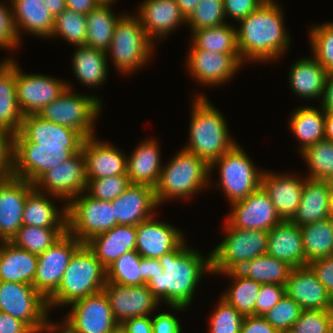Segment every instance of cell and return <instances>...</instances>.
Here are the masks:
<instances>
[{"label": "cell", "instance_id": "1", "mask_svg": "<svg viewBox=\"0 0 333 333\" xmlns=\"http://www.w3.org/2000/svg\"><path fill=\"white\" fill-rule=\"evenodd\" d=\"M201 255L186 246L184 239L173 251L159 258L163 272L146 283L159 302H166L175 311L190 305L203 274L212 273L211 254L206 258Z\"/></svg>", "mask_w": 333, "mask_h": 333}, {"label": "cell", "instance_id": "2", "mask_svg": "<svg viewBox=\"0 0 333 333\" xmlns=\"http://www.w3.org/2000/svg\"><path fill=\"white\" fill-rule=\"evenodd\" d=\"M279 4H262L239 21L237 44L242 62H274L288 50L290 35ZM277 58V59H276Z\"/></svg>", "mask_w": 333, "mask_h": 333}, {"label": "cell", "instance_id": "3", "mask_svg": "<svg viewBox=\"0 0 333 333\" xmlns=\"http://www.w3.org/2000/svg\"><path fill=\"white\" fill-rule=\"evenodd\" d=\"M191 109L190 138L183 149L199 156L210 165L229 151L236 142L229 137L231 135L222 112L203 94L195 96Z\"/></svg>", "mask_w": 333, "mask_h": 333}, {"label": "cell", "instance_id": "4", "mask_svg": "<svg viewBox=\"0 0 333 333\" xmlns=\"http://www.w3.org/2000/svg\"><path fill=\"white\" fill-rule=\"evenodd\" d=\"M106 282V268L83 244L70 259L58 289L47 299L49 312L101 292Z\"/></svg>", "mask_w": 333, "mask_h": 333}, {"label": "cell", "instance_id": "5", "mask_svg": "<svg viewBox=\"0 0 333 333\" xmlns=\"http://www.w3.org/2000/svg\"><path fill=\"white\" fill-rule=\"evenodd\" d=\"M210 165L199 156L180 150L161 170L159 181L154 188L158 205L173 198L191 197L205 189L210 183Z\"/></svg>", "mask_w": 333, "mask_h": 333}, {"label": "cell", "instance_id": "6", "mask_svg": "<svg viewBox=\"0 0 333 333\" xmlns=\"http://www.w3.org/2000/svg\"><path fill=\"white\" fill-rule=\"evenodd\" d=\"M154 44L137 15L123 14L115 25L112 42L106 53L111 54L115 68L128 75L149 62Z\"/></svg>", "mask_w": 333, "mask_h": 333}, {"label": "cell", "instance_id": "7", "mask_svg": "<svg viewBox=\"0 0 333 333\" xmlns=\"http://www.w3.org/2000/svg\"><path fill=\"white\" fill-rule=\"evenodd\" d=\"M225 239L212 250V274L237 271L248 261L267 253L268 232L240 229L225 222Z\"/></svg>", "mask_w": 333, "mask_h": 333}, {"label": "cell", "instance_id": "8", "mask_svg": "<svg viewBox=\"0 0 333 333\" xmlns=\"http://www.w3.org/2000/svg\"><path fill=\"white\" fill-rule=\"evenodd\" d=\"M67 86L66 90L38 115L47 121L72 128L85 139L94 136V123L102 109L101 99L94 95L74 93L68 82Z\"/></svg>", "mask_w": 333, "mask_h": 333}, {"label": "cell", "instance_id": "9", "mask_svg": "<svg viewBox=\"0 0 333 333\" xmlns=\"http://www.w3.org/2000/svg\"><path fill=\"white\" fill-rule=\"evenodd\" d=\"M215 166L220 168V182L215 184L216 188L223 189L230 204L246 198L261 186L263 170H257L237 143L210 164V173Z\"/></svg>", "mask_w": 333, "mask_h": 333}, {"label": "cell", "instance_id": "10", "mask_svg": "<svg viewBox=\"0 0 333 333\" xmlns=\"http://www.w3.org/2000/svg\"><path fill=\"white\" fill-rule=\"evenodd\" d=\"M85 193L66 203L67 232L83 244L118 225L110 201L97 200Z\"/></svg>", "mask_w": 333, "mask_h": 333}, {"label": "cell", "instance_id": "11", "mask_svg": "<svg viewBox=\"0 0 333 333\" xmlns=\"http://www.w3.org/2000/svg\"><path fill=\"white\" fill-rule=\"evenodd\" d=\"M82 149L39 146L20 132L14 134L13 176L34 183L42 174L73 157Z\"/></svg>", "mask_w": 333, "mask_h": 333}, {"label": "cell", "instance_id": "12", "mask_svg": "<svg viewBox=\"0 0 333 333\" xmlns=\"http://www.w3.org/2000/svg\"><path fill=\"white\" fill-rule=\"evenodd\" d=\"M0 311L22 320L35 333L49 321L47 300L27 283L0 281Z\"/></svg>", "mask_w": 333, "mask_h": 333}, {"label": "cell", "instance_id": "13", "mask_svg": "<svg viewBox=\"0 0 333 333\" xmlns=\"http://www.w3.org/2000/svg\"><path fill=\"white\" fill-rule=\"evenodd\" d=\"M82 245L81 241L66 232L38 255L33 286L46 300L58 289L70 259Z\"/></svg>", "mask_w": 333, "mask_h": 333}, {"label": "cell", "instance_id": "14", "mask_svg": "<svg viewBox=\"0 0 333 333\" xmlns=\"http://www.w3.org/2000/svg\"><path fill=\"white\" fill-rule=\"evenodd\" d=\"M87 182L86 160L81 150L46 171L33 184L36 190L42 193L46 190L47 194L57 196L67 203L86 191Z\"/></svg>", "mask_w": 333, "mask_h": 333}, {"label": "cell", "instance_id": "15", "mask_svg": "<svg viewBox=\"0 0 333 333\" xmlns=\"http://www.w3.org/2000/svg\"><path fill=\"white\" fill-rule=\"evenodd\" d=\"M65 324L74 333H113L119 325L103 291L70 304Z\"/></svg>", "mask_w": 333, "mask_h": 333}, {"label": "cell", "instance_id": "16", "mask_svg": "<svg viewBox=\"0 0 333 333\" xmlns=\"http://www.w3.org/2000/svg\"><path fill=\"white\" fill-rule=\"evenodd\" d=\"M16 62V95L24 116L39 114L68 87L67 82L42 74H23Z\"/></svg>", "mask_w": 333, "mask_h": 333}, {"label": "cell", "instance_id": "17", "mask_svg": "<svg viewBox=\"0 0 333 333\" xmlns=\"http://www.w3.org/2000/svg\"><path fill=\"white\" fill-rule=\"evenodd\" d=\"M230 206L232 212L226 220L234 228L269 232L282 221L262 186Z\"/></svg>", "mask_w": 333, "mask_h": 333}, {"label": "cell", "instance_id": "18", "mask_svg": "<svg viewBox=\"0 0 333 333\" xmlns=\"http://www.w3.org/2000/svg\"><path fill=\"white\" fill-rule=\"evenodd\" d=\"M186 62L192 79L206 86L224 84L244 65L240 53H214L205 50H190Z\"/></svg>", "mask_w": 333, "mask_h": 333}, {"label": "cell", "instance_id": "19", "mask_svg": "<svg viewBox=\"0 0 333 333\" xmlns=\"http://www.w3.org/2000/svg\"><path fill=\"white\" fill-rule=\"evenodd\" d=\"M102 291L118 324L134 317L151 315L160 303L146 284L126 286L106 282Z\"/></svg>", "mask_w": 333, "mask_h": 333}, {"label": "cell", "instance_id": "20", "mask_svg": "<svg viewBox=\"0 0 333 333\" xmlns=\"http://www.w3.org/2000/svg\"><path fill=\"white\" fill-rule=\"evenodd\" d=\"M34 184L14 176L0 179V242L11 241L23 225V209Z\"/></svg>", "mask_w": 333, "mask_h": 333}, {"label": "cell", "instance_id": "21", "mask_svg": "<svg viewBox=\"0 0 333 333\" xmlns=\"http://www.w3.org/2000/svg\"><path fill=\"white\" fill-rule=\"evenodd\" d=\"M285 293L302 310H329L333 304L327 289L308 265L291 270L285 284Z\"/></svg>", "mask_w": 333, "mask_h": 333}, {"label": "cell", "instance_id": "22", "mask_svg": "<svg viewBox=\"0 0 333 333\" xmlns=\"http://www.w3.org/2000/svg\"><path fill=\"white\" fill-rule=\"evenodd\" d=\"M155 216L136 226L135 251L144 258L159 259L173 251L183 240L181 230L167 222L155 220Z\"/></svg>", "mask_w": 333, "mask_h": 333}, {"label": "cell", "instance_id": "23", "mask_svg": "<svg viewBox=\"0 0 333 333\" xmlns=\"http://www.w3.org/2000/svg\"><path fill=\"white\" fill-rule=\"evenodd\" d=\"M29 142L39 146H63L65 149H82L85 138L70 127L43 119L38 114L24 116L19 131Z\"/></svg>", "mask_w": 333, "mask_h": 333}, {"label": "cell", "instance_id": "24", "mask_svg": "<svg viewBox=\"0 0 333 333\" xmlns=\"http://www.w3.org/2000/svg\"><path fill=\"white\" fill-rule=\"evenodd\" d=\"M97 139L91 136L83 142L87 179L127 175V156L111 143Z\"/></svg>", "mask_w": 333, "mask_h": 333}, {"label": "cell", "instance_id": "25", "mask_svg": "<svg viewBox=\"0 0 333 333\" xmlns=\"http://www.w3.org/2000/svg\"><path fill=\"white\" fill-rule=\"evenodd\" d=\"M118 225H135L153 217L159 205L154 188L147 185L131 184L117 199L111 201Z\"/></svg>", "mask_w": 333, "mask_h": 333}, {"label": "cell", "instance_id": "26", "mask_svg": "<svg viewBox=\"0 0 333 333\" xmlns=\"http://www.w3.org/2000/svg\"><path fill=\"white\" fill-rule=\"evenodd\" d=\"M305 179L294 174H277L263 171L261 186L268 193L276 212L282 220H291L301 202Z\"/></svg>", "mask_w": 333, "mask_h": 333}, {"label": "cell", "instance_id": "27", "mask_svg": "<svg viewBox=\"0 0 333 333\" xmlns=\"http://www.w3.org/2000/svg\"><path fill=\"white\" fill-rule=\"evenodd\" d=\"M137 10L136 15L152 41L155 38L162 41L179 24L187 23L176 0H144Z\"/></svg>", "mask_w": 333, "mask_h": 333}, {"label": "cell", "instance_id": "28", "mask_svg": "<svg viewBox=\"0 0 333 333\" xmlns=\"http://www.w3.org/2000/svg\"><path fill=\"white\" fill-rule=\"evenodd\" d=\"M136 236L135 225H116L93 236L85 244L107 268L123 254L136 249Z\"/></svg>", "mask_w": 333, "mask_h": 333}, {"label": "cell", "instance_id": "29", "mask_svg": "<svg viewBox=\"0 0 333 333\" xmlns=\"http://www.w3.org/2000/svg\"><path fill=\"white\" fill-rule=\"evenodd\" d=\"M267 254L293 268L305 266L302 231L291 220H282L268 232Z\"/></svg>", "mask_w": 333, "mask_h": 333}, {"label": "cell", "instance_id": "30", "mask_svg": "<svg viewBox=\"0 0 333 333\" xmlns=\"http://www.w3.org/2000/svg\"><path fill=\"white\" fill-rule=\"evenodd\" d=\"M159 147L156 140L145 139L127 157V176L131 184L156 187L163 168Z\"/></svg>", "mask_w": 333, "mask_h": 333}, {"label": "cell", "instance_id": "31", "mask_svg": "<svg viewBox=\"0 0 333 333\" xmlns=\"http://www.w3.org/2000/svg\"><path fill=\"white\" fill-rule=\"evenodd\" d=\"M16 62L6 58L0 63V128L19 133L24 118L16 95Z\"/></svg>", "mask_w": 333, "mask_h": 333}, {"label": "cell", "instance_id": "32", "mask_svg": "<svg viewBox=\"0 0 333 333\" xmlns=\"http://www.w3.org/2000/svg\"><path fill=\"white\" fill-rule=\"evenodd\" d=\"M9 1L19 39L22 28L23 32L28 31L33 36L51 38L55 18L42 0Z\"/></svg>", "mask_w": 333, "mask_h": 333}, {"label": "cell", "instance_id": "33", "mask_svg": "<svg viewBox=\"0 0 333 333\" xmlns=\"http://www.w3.org/2000/svg\"><path fill=\"white\" fill-rule=\"evenodd\" d=\"M61 199L57 196L46 195L35 188L27 195L22 222L27 226H38L44 228H67V210L64 203L63 210L53 204L51 198ZM52 201V202H51Z\"/></svg>", "mask_w": 333, "mask_h": 333}, {"label": "cell", "instance_id": "34", "mask_svg": "<svg viewBox=\"0 0 333 333\" xmlns=\"http://www.w3.org/2000/svg\"><path fill=\"white\" fill-rule=\"evenodd\" d=\"M37 262L38 255L10 241L0 242V281L33 285Z\"/></svg>", "mask_w": 333, "mask_h": 333}, {"label": "cell", "instance_id": "35", "mask_svg": "<svg viewBox=\"0 0 333 333\" xmlns=\"http://www.w3.org/2000/svg\"><path fill=\"white\" fill-rule=\"evenodd\" d=\"M329 182L305 178L301 202L291 219L297 226H304L330 218Z\"/></svg>", "mask_w": 333, "mask_h": 333}, {"label": "cell", "instance_id": "36", "mask_svg": "<svg viewBox=\"0 0 333 333\" xmlns=\"http://www.w3.org/2000/svg\"><path fill=\"white\" fill-rule=\"evenodd\" d=\"M289 85L293 92L306 98H322L328 72L314 58H301L290 68Z\"/></svg>", "mask_w": 333, "mask_h": 333}, {"label": "cell", "instance_id": "37", "mask_svg": "<svg viewBox=\"0 0 333 333\" xmlns=\"http://www.w3.org/2000/svg\"><path fill=\"white\" fill-rule=\"evenodd\" d=\"M75 77L87 87L101 86L108 78L107 53L87 45L77 46L72 57Z\"/></svg>", "mask_w": 333, "mask_h": 333}, {"label": "cell", "instance_id": "38", "mask_svg": "<svg viewBox=\"0 0 333 333\" xmlns=\"http://www.w3.org/2000/svg\"><path fill=\"white\" fill-rule=\"evenodd\" d=\"M320 109L306 105L296 108L291 114L290 129L299 140L300 153L307 147L325 139L326 113L322 108Z\"/></svg>", "mask_w": 333, "mask_h": 333}, {"label": "cell", "instance_id": "39", "mask_svg": "<svg viewBox=\"0 0 333 333\" xmlns=\"http://www.w3.org/2000/svg\"><path fill=\"white\" fill-rule=\"evenodd\" d=\"M112 2H100L86 15L87 35L86 45L98 50L107 51L112 42L114 28L123 15L117 16L112 12Z\"/></svg>", "mask_w": 333, "mask_h": 333}, {"label": "cell", "instance_id": "40", "mask_svg": "<svg viewBox=\"0 0 333 333\" xmlns=\"http://www.w3.org/2000/svg\"><path fill=\"white\" fill-rule=\"evenodd\" d=\"M190 50H205L219 53H239L237 30L230 24H222L198 30H191Z\"/></svg>", "mask_w": 333, "mask_h": 333}, {"label": "cell", "instance_id": "41", "mask_svg": "<svg viewBox=\"0 0 333 333\" xmlns=\"http://www.w3.org/2000/svg\"><path fill=\"white\" fill-rule=\"evenodd\" d=\"M305 266L313 260L333 256V225L331 218L300 227Z\"/></svg>", "mask_w": 333, "mask_h": 333}, {"label": "cell", "instance_id": "42", "mask_svg": "<svg viewBox=\"0 0 333 333\" xmlns=\"http://www.w3.org/2000/svg\"><path fill=\"white\" fill-rule=\"evenodd\" d=\"M292 269L288 263L266 253L248 261L237 271L261 284L285 285Z\"/></svg>", "mask_w": 333, "mask_h": 333}, {"label": "cell", "instance_id": "43", "mask_svg": "<svg viewBox=\"0 0 333 333\" xmlns=\"http://www.w3.org/2000/svg\"><path fill=\"white\" fill-rule=\"evenodd\" d=\"M225 274L234 281L220 297L243 317L254 316L255 303L262 284L244 277L238 271L222 273V275Z\"/></svg>", "mask_w": 333, "mask_h": 333}, {"label": "cell", "instance_id": "44", "mask_svg": "<svg viewBox=\"0 0 333 333\" xmlns=\"http://www.w3.org/2000/svg\"><path fill=\"white\" fill-rule=\"evenodd\" d=\"M67 232V228H44L22 225L11 239L15 246L39 255Z\"/></svg>", "mask_w": 333, "mask_h": 333}, {"label": "cell", "instance_id": "45", "mask_svg": "<svg viewBox=\"0 0 333 333\" xmlns=\"http://www.w3.org/2000/svg\"><path fill=\"white\" fill-rule=\"evenodd\" d=\"M300 155L306 160L313 180H329L333 175V141L323 139L304 149Z\"/></svg>", "mask_w": 333, "mask_h": 333}, {"label": "cell", "instance_id": "46", "mask_svg": "<svg viewBox=\"0 0 333 333\" xmlns=\"http://www.w3.org/2000/svg\"><path fill=\"white\" fill-rule=\"evenodd\" d=\"M141 256L134 250L123 254L106 268L108 283L142 286Z\"/></svg>", "mask_w": 333, "mask_h": 333}, {"label": "cell", "instance_id": "47", "mask_svg": "<svg viewBox=\"0 0 333 333\" xmlns=\"http://www.w3.org/2000/svg\"><path fill=\"white\" fill-rule=\"evenodd\" d=\"M86 35V15L65 9L55 18L51 38L62 36L68 43H72L76 47L86 45Z\"/></svg>", "mask_w": 333, "mask_h": 333}, {"label": "cell", "instance_id": "48", "mask_svg": "<svg viewBox=\"0 0 333 333\" xmlns=\"http://www.w3.org/2000/svg\"><path fill=\"white\" fill-rule=\"evenodd\" d=\"M309 36L314 58L328 73L333 72V22L311 27Z\"/></svg>", "mask_w": 333, "mask_h": 333}, {"label": "cell", "instance_id": "49", "mask_svg": "<svg viewBox=\"0 0 333 333\" xmlns=\"http://www.w3.org/2000/svg\"><path fill=\"white\" fill-rule=\"evenodd\" d=\"M223 0H200L192 13L187 17L190 30H198L225 24Z\"/></svg>", "mask_w": 333, "mask_h": 333}, {"label": "cell", "instance_id": "50", "mask_svg": "<svg viewBox=\"0 0 333 333\" xmlns=\"http://www.w3.org/2000/svg\"><path fill=\"white\" fill-rule=\"evenodd\" d=\"M87 194L97 200L117 199L130 185L127 175H116L98 179H87Z\"/></svg>", "mask_w": 333, "mask_h": 333}, {"label": "cell", "instance_id": "51", "mask_svg": "<svg viewBox=\"0 0 333 333\" xmlns=\"http://www.w3.org/2000/svg\"><path fill=\"white\" fill-rule=\"evenodd\" d=\"M219 299L210 317L209 333H240L244 317L224 299Z\"/></svg>", "mask_w": 333, "mask_h": 333}, {"label": "cell", "instance_id": "52", "mask_svg": "<svg viewBox=\"0 0 333 333\" xmlns=\"http://www.w3.org/2000/svg\"><path fill=\"white\" fill-rule=\"evenodd\" d=\"M302 308L290 297L285 295L270 311L263 317L278 332L291 330L293 324L298 320Z\"/></svg>", "mask_w": 333, "mask_h": 333}, {"label": "cell", "instance_id": "53", "mask_svg": "<svg viewBox=\"0 0 333 333\" xmlns=\"http://www.w3.org/2000/svg\"><path fill=\"white\" fill-rule=\"evenodd\" d=\"M329 310H302L292 333H329Z\"/></svg>", "mask_w": 333, "mask_h": 333}, {"label": "cell", "instance_id": "54", "mask_svg": "<svg viewBox=\"0 0 333 333\" xmlns=\"http://www.w3.org/2000/svg\"><path fill=\"white\" fill-rule=\"evenodd\" d=\"M19 42L11 5H4L0 1V47L6 50L16 49L20 46Z\"/></svg>", "mask_w": 333, "mask_h": 333}, {"label": "cell", "instance_id": "55", "mask_svg": "<svg viewBox=\"0 0 333 333\" xmlns=\"http://www.w3.org/2000/svg\"><path fill=\"white\" fill-rule=\"evenodd\" d=\"M285 295V285L262 284L255 303V316H264Z\"/></svg>", "mask_w": 333, "mask_h": 333}, {"label": "cell", "instance_id": "56", "mask_svg": "<svg viewBox=\"0 0 333 333\" xmlns=\"http://www.w3.org/2000/svg\"><path fill=\"white\" fill-rule=\"evenodd\" d=\"M14 134L0 128V179L13 176Z\"/></svg>", "mask_w": 333, "mask_h": 333}, {"label": "cell", "instance_id": "57", "mask_svg": "<svg viewBox=\"0 0 333 333\" xmlns=\"http://www.w3.org/2000/svg\"><path fill=\"white\" fill-rule=\"evenodd\" d=\"M308 266L333 299V256L313 260Z\"/></svg>", "mask_w": 333, "mask_h": 333}, {"label": "cell", "instance_id": "58", "mask_svg": "<svg viewBox=\"0 0 333 333\" xmlns=\"http://www.w3.org/2000/svg\"><path fill=\"white\" fill-rule=\"evenodd\" d=\"M225 16L239 22L262 4L258 0H223Z\"/></svg>", "mask_w": 333, "mask_h": 333}, {"label": "cell", "instance_id": "59", "mask_svg": "<svg viewBox=\"0 0 333 333\" xmlns=\"http://www.w3.org/2000/svg\"><path fill=\"white\" fill-rule=\"evenodd\" d=\"M181 324L173 314L159 313L152 318L153 333H181Z\"/></svg>", "mask_w": 333, "mask_h": 333}, {"label": "cell", "instance_id": "60", "mask_svg": "<svg viewBox=\"0 0 333 333\" xmlns=\"http://www.w3.org/2000/svg\"><path fill=\"white\" fill-rule=\"evenodd\" d=\"M240 333H278L263 316L244 317Z\"/></svg>", "mask_w": 333, "mask_h": 333}, {"label": "cell", "instance_id": "61", "mask_svg": "<svg viewBox=\"0 0 333 333\" xmlns=\"http://www.w3.org/2000/svg\"><path fill=\"white\" fill-rule=\"evenodd\" d=\"M0 333H35L25 322L0 311Z\"/></svg>", "mask_w": 333, "mask_h": 333}, {"label": "cell", "instance_id": "62", "mask_svg": "<svg viewBox=\"0 0 333 333\" xmlns=\"http://www.w3.org/2000/svg\"><path fill=\"white\" fill-rule=\"evenodd\" d=\"M121 325L129 333H153L152 318L149 315L128 319L121 323Z\"/></svg>", "mask_w": 333, "mask_h": 333}, {"label": "cell", "instance_id": "63", "mask_svg": "<svg viewBox=\"0 0 333 333\" xmlns=\"http://www.w3.org/2000/svg\"><path fill=\"white\" fill-rule=\"evenodd\" d=\"M140 267H142V285H145L153 276L163 272V267L159 259L140 258Z\"/></svg>", "mask_w": 333, "mask_h": 333}, {"label": "cell", "instance_id": "64", "mask_svg": "<svg viewBox=\"0 0 333 333\" xmlns=\"http://www.w3.org/2000/svg\"><path fill=\"white\" fill-rule=\"evenodd\" d=\"M321 108L325 113H333V72H329L325 85L322 100H320Z\"/></svg>", "mask_w": 333, "mask_h": 333}, {"label": "cell", "instance_id": "65", "mask_svg": "<svg viewBox=\"0 0 333 333\" xmlns=\"http://www.w3.org/2000/svg\"><path fill=\"white\" fill-rule=\"evenodd\" d=\"M99 3L100 0H65L66 9L75 11L83 15H87Z\"/></svg>", "mask_w": 333, "mask_h": 333}, {"label": "cell", "instance_id": "66", "mask_svg": "<svg viewBox=\"0 0 333 333\" xmlns=\"http://www.w3.org/2000/svg\"><path fill=\"white\" fill-rule=\"evenodd\" d=\"M54 18L66 9L65 0H42Z\"/></svg>", "mask_w": 333, "mask_h": 333}, {"label": "cell", "instance_id": "67", "mask_svg": "<svg viewBox=\"0 0 333 333\" xmlns=\"http://www.w3.org/2000/svg\"><path fill=\"white\" fill-rule=\"evenodd\" d=\"M200 0H176L181 12L187 18L192 11L195 9L196 5L199 3Z\"/></svg>", "mask_w": 333, "mask_h": 333}, {"label": "cell", "instance_id": "68", "mask_svg": "<svg viewBox=\"0 0 333 333\" xmlns=\"http://www.w3.org/2000/svg\"><path fill=\"white\" fill-rule=\"evenodd\" d=\"M61 328H62V330H61ZM46 331L48 333L49 332L50 333H52V332L55 333L57 331H59L57 333H74L65 324H63V323L58 324V323H53V322L51 323L50 321L47 322L46 326L41 331V333L46 332Z\"/></svg>", "mask_w": 333, "mask_h": 333}, {"label": "cell", "instance_id": "69", "mask_svg": "<svg viewBox=\"0 0 333 333\" xmlns=\"http://www.w3.org/2000/svg\"><path fill=\"white\" fill-rule=\"evenodd\" d=\"M325 139L333 141V113L325 116Z\"/></svg>", "mask_w": 333, "mask_h": 333}, {"label": "cell", "instance_id": "70", "mask_svg": "<svg viewBox=\"0 0 333 333\" xmlns=\"http://www.w3.org/2000/svg\"><path fill=\"white\" fill-rule=\"evenodd\" d=\"M329 214L333 217V188L329 189Z\"/></svg>", "mask_w": 333, "mask_h": 333}, {"label": "cell", "instance_id": "71", "mask_svg": "<svg viewBox=\"0 0 333 333\" xmlns=\"http://www.w3.org/2000/svg\"><path fill=\"white\" fill-rule=\"evenodd\" d=\"M329 333H333V304L332 307L329 309Z\"/></svg>", "mask_w": 333, "mask_h": 333}, {"label": "cell", "instance_id": "72", "mask_svg": "<svg viewBox=\"0 0 333 333\" xmlns=\"http://www.w3.org/2000/svg\"><path fill=\"white\" fill-rule=\"evenodd\" d=\"M113 333H129L121 324H119Z\"/></svg>", "mask_w": 333, "mask_h": 333}, {"label": "cell", "instance_id": "73", "mask_svg": "<svg viewBox=\"0 0 333 333\" xmlns=\"http://www.w3.org/2000/svg\"><path fill=\"white\" fill-rule=\"evenodd\" d=\"M261 4H277L275 0H258Z\"/></svg>", "mask_w": 333, "mask_h": 333}, {"label": "cell", "instance_id": "74", "mask_svg": "<svg viewBox=\"0 0 333 333\" xmlns=\"http://www.w3.org/2000/svg\"><path fill=\"white\" fill-rule=\"evenodd\" d=\"M329 182V188H333V175L331 176V178L328 180Z\"/></svg>", "mask_w": 333, "mask_h": 333}, {"label": "cell", "instance_id": "75", "mask_svg": "<svg viewBox=\"0 0 333 333\" xmlns=\"http://www.w3.org/2000/svg\"><path fill=\"white\" fill-rule=\"evenodd\" d=\"M100 2H112V3H114V2H116V0H100Z\"/></svg>", "mask_w": 333, "mask_h": 333}, {"label": "cell", "instance_id": "76", "mask_svg": "<svg viewBox=\"0 0 333 333\" xmlns=\"http://www.w3.org/2000/svg\"><path fill=\"white\" fill-rule=\"evenodd\" d=\"M278 333H292L291 330H288V331H279Z\"/></svg>", "mask_w": 333, "mask_h": 333}]
</instances>
